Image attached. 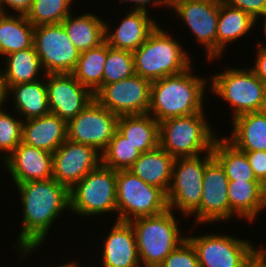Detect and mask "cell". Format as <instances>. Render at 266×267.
Masks as SVG:
<instances>
[{
    "label": "cell",
    "instance_id": "6da1fadb",
    "mask_svg": "<svg viewBox=\"0 0 266 267\" xmlns=\"http://www.w3.org/2000/svg\"><path fill=\"white\" fill-rule=\"evenodd\" d=\"M14 186L21 195L23 227L13 246L18 247L20 258H24L43 245L55 219L70 208L69 189L53 178Z\"/></svg>",
    "mask_w": 266,
    "mask_h": 267
},
{
    "label": "cell",
    "instance_id": "7a4b0ae2",
    "mask_svg": "<svg viewBox=\"0 0 266 267\" xmlns=\"http://www.w3.org/2000/svg\"><path fill=\"white\" fill-rule=\"evenodd\" d=\"M184 72L151 82L148 114L160 122L173 117L204 112L207 78Z\"/></svg>",
    "mask_w": 266,
    "mask_h": 267
},
{
    "label": "cell",
    "instance_id": "3957f363",
    "mask_svg": "<svg viewBox=\"0 0 266 267\" xmlns=\"http://www.w3.org/2000/svg\"><path fill=\"white\" fill-rule=\"evenodd\" d=\"M133 58L135 74L151 82L180 74L192 66L188 52L159 24L147 40L133 51Z\"/></svg>",
    "mask_w": 266,
    "mask_h": 267
},
{
    "label": "cell",
    "instance_id": "277c9868",
    "mask_svg": "<svg viewBox=\"0 0 266 267\" xmlns=\"http://www.w3.org/2000/svg\"><path fill=\"white\" fill-rule=\"evenodd\" d=\"M172 212L167 209L159 215L139 217L130 221L142 267H158L187 239V236L181 235L180 226Z\"/></svg>",
    "mask_w": 266,
    "mask_h": 267
},
{
    "label": "cell",
    "instance_id": "5b68a950",
    "mask_svg": "<svg viewBox=\"0 0 266 267\" xmlns=\"http://www.w3.org/2000/svg\"><path fill=\"white\" fill-rule=\"evenodd\" d=\"M204 112L159 122V146L171 156L196 157L212 151L216 135Z\"/></svg>",
    "mask_w": 266,
    "mask_h": 267
},
{
    "label": "cell",
    "instance_id": "8992f818",
    "mask_svg": "<svg viewBox=\"0 0 266 267\" xmlns=\"http://www.w3.org/2000/svg\"><path fill=\"white\" fill-rule=\"evenodd\" d=\"M69 210L77 215L117 214L116 170L102 163L69 190Z\"/></svg>",
    "mask_w": 266,
    "mask_h": 267
},
{
    "label": "cell",
    "instance_id": "52a82bcc",
    "mask_svg": "<svg viewBox=\"0 0 266 267\" xmlns=\"http://www.w3.org/2000/svg\"><path fill=\"white\" fill-rule=\"evenodd\" d=\"M116 205L119 214L115 220L124 222L159 215L168 209L166 194L129 170L116 171Z\"/></svg>",
    "mask_w": 266,
    "mask_h": 267
},
{
    "label": "cell",
    "instance_id": "ba28073f",
    "mask_svg": "<svg viewBox=\"0 0 266 267\" xmlns=\"http://www.w3.org/2000/svg\"><path fill=\"white\" fill-rule=\"evenodd\" d=\"M211 92L233 108V118L250 112L263 111L262 81L250 68H229L212 75Z\"/></svg>",
    "mask_w": 266,
    "mask_h": 267
},
{
    "label": "cell",
    "instance_id": "9c48e42d",
    "mask_svg": "<svg viewBox=\"0 0 266 267\" xmlns=\"http://www.w3.org/2000/svg\"><path fill=\"white\" fill-rule=\"evenodd\" d=\"M205 156L178 157L174 161L172 180L166 193L168 209H179L189 217L200 206L202 182L206 164L213 158L212 151Z\"/></svg>",
    "mask_w": 266,
    "mask_h": 267
},
{
    "label": "cell",
    "instance_id": "30bf717a",
    "mask_svg": "<svg viewBox=\"0 0 266 267\" xmlns=\"http://www.w3.org/2000/svg\"><path fill=\"white\" fill-rule=\"evenodd\" d=\"M187 239L196 250L200 267H247L258 250L250 241L229 234L188 235Z\"/></svg>",
    "mask_w": 266,
    "mask_h": 267
},
{
    "label": "cell",
    "instance_id": "8fae6325",
    "mask_svg": "<svg viewBox=\"0 0 266 267\" xmlns=\"http://www.w3.org/2000/svg\"><path fill=\"white\" fill-rule=\"evenodd\" d=\"M46 74L72 73L79 51L71 42L62 23L34 26V42Z\"/></svg>",
    "mask_w": 266,
    "mask_h": 267
},
{
    "label": "cell",
    "instance_id": "7c38bea8",
    "mask_svg": "<svg viewBox=\"0 0 266 267\" xmlns=\"http://www.w3.org/2000/svg\"><path fill=\"white\" fill-rule=\"evenodd\" d=\"M118 121V115L94 99L67 122V139L93 146L102 153L118 130Z\"/></svg>",
    "mask_w": 266,
    "mask_h": 267
},
{
    "label": "cell",
    "instance_id": "4fadbf2b",
    "mask_svg": "<svg viewBox=\"0 0 266 267\" xmlns=\"http://www.w3.org/2000/svg\"><path fill=\"white\" fill-rule=\"evenodd\" d=\"M151 81L139 75L102 86L95 100L118 116L147 114Z\"/></svg>",
    "mask_w": 266,
    "mask_h": 267
},
{
    "label": "cell",
    "instance_id": "5bb4252c",
    "mask_svg": "<svg viewBox=\"0 0 266 267\" xmlns=\"http://www.w3.org/2000/svg\"><path fill=\"white\" fill-rule=\"evenodd\" d=\"M169 7L204 45L207 59L210 62L217 59L219 0H170Z\"/></svg>",
    "mask_w": 266,
    "mask_h": 267
},
{
    "label": "cell",
    "instance_id": "9a60e30c",
    "mask_svg": "<svg viewBox=\"0 0 266 267\" xmlns=\"http://www.w3.org/2000/svg\"><path fill=\"white\" fill-rule=\"evenodd\" d=\"M228 183L229 179L223 167L213 157L206 164L204 170L200 206L192 213V216L196 214V225L218 221L226 222L236 216L230 209Z\"/></svg>",
    "mask_w": 266,
    "mask_h": 267
},
{
    "label": "cell",
    "instance_id": "2e32d148",
    "mask_svg": "<svg viewBox=\"0 0 266 267\" xmlns=\"http://www.w3.org/2000/svg\"><path fill=\"white\" fill-rule=\"evenodd\" d=\"M101 163L95 147L66 139L53 153V179L70 190Z\"/></svg>",
    "mask_w": 266,
    "mask_h": 267
},
{
    "label": "cell",
    "instance_id": "e0dca14e",
    "mask_svg": "<svg viewBox=\"0 0 266 267\" xmlns=\"http://www.w3.org/2000/svg\"><path fill=\"white\" fill-rule=\"evenodd\" d=\"M50 113L67 122L94 99V93L79 83L71 73L46 74Z\"/></svg>",
    "mask_w": 266,
    "mask_h": 267
},
{
    "label": "cell",
    "instance_id": "ac0fdd59",
    "mask_svg": "<svg viewBox=\"0 0 266 267\" xmlns=\"http://www.w3.org/2000/svg\"><path fill=\"white\" fill-rule=\"evenodd\" d=\"M3 163L15 185L53 178V154L22 142Z\"/></svg>",
    "mask_w": 266,
    "mask_h": 267
},
{
    "label": "cell",
    "instance_id": "d6986e66",
    "mask_svg": "<svg viewBox=\"0 0 266 267\" xmlns=\"http://www.w3.org/2000/svg\"><path fill=\"white\" fill-rule=\"evenodd\" d=\"M130 8L114 31L110 32L109 24H105V41L112 48L133 52L147 40L158 24L149 16L148 8Z\"/></svg>",
    "mask_w": 266,
    "mask_h": 267
},
{
    "label": "cell",
    "instance_id": "ffe728a7",
    "mask_svg": "<svg viewBox=\"0 0 266 267\" xmlns=\"http://www.w3.org/2000/svg\"><path fill=\"white\" fill-rule=\"evenodd\" d=\"M102 245L103 267H142L130 222L115 221Z\"/></svg>",
    "mask_w": 266,
    "mask_h": 267
},
{
    "label": "cell",
    "instance_id": "44dd1931",
    "mask_svg": "<svg viewBox=\"0 0 266 267\" xmlns=\"http://www.w3.org/2000/svg\"><path fill=\"white\" fill-rule=\"evenodd\" d=\"M67 139V121L49 113L23 121L22 143L50 153Z\"/></svg>",
    "mask_w": 266,
    "mask_h": 267
},
{
    "label": "cell",
    "instance_id": "7402d4cb",
    "mask_svg": "<svg viewBox=\"0 0 266 267\" xmlns=\"http://www.w3.org/2000/svg\"><path fill=\"white\" fill-rule=\"evenodd\" d=\"M175 159L158 146L154 150L141 153L128 170L145 183L160 188L166 194L171 184Z\"/></svg>",
    "mask_w": 266,
    "mask_h": 267
},
{
    "label": "cell",
    "instance_id": "603a6c76",
    "mask_svg": "<svg viewBox=\"0 0 266 267\" xmlns=\"http://www.w3.org/2000/svg\"><path fill=\"white\" fill-rule=\"evenodd\" d=\"M233 120V131L225 137L240 151H266V111L239 115Z\"/></svg>",
    "mask_w": 266,
    "mask_h": 267
},
{
    "label": "cell",
    "instance_id": "cb8c5ba5",
    "mask_svg": "<svg viewBox=\"0 0 266 267\" xmlns=\"http://www.w3.org/2000/svg\"><path fill=\"white\" fill-rule=\"evenodd\" d=\"M230 209L237 218L254 221L266 209L263 185L259 181H234L228 183ZM261 211V212H260Z\"/></svg>",
    "mask_w": 266,
    "mask_h": 267
},
{
    "label": "cell",
    "instance_id": "d4e9b609",
    "mask_svg": "<svg viewBox=\"0 0 266 267\" xmlns=\"http://www.w3.org/2000/svg\"><path fill=\"white\" fill-rule=\"evenodd\" d=\"M70 13L61 23L79 53L95 48L105 41L106 21L93 13L72 17Z\"/></svg>",
    "mask_w": 266,
    "mask_h": 267
},
{
    "label": "cell",
    "instance_id": "484cf974",
    "mask_svg": "<svg viewBox=\"0 0 266 267\" xmlns=\"http://www.w3.org/2000/svg\"><path fill=\"white\" fill-rule=\"evenodd\" d=\"M41 80V81H40ZM43 78L27 83L11 86L7 93L13 97L16 113L22 115L24 120L41 117L49 114L47 85Z\"/></svg>",
    "mask_w": 266,
    "mask_h": 267
},
{
    "label": "cell",
    "instance_id": "4316f807",
    "mask_svg": "<svg viewBox=\"0 0 266 267\" xmlns=\"http://www.w3.org/2000/svg\"><path fill=\"white\" fill-rule=\"evenodd\" d=\"M118 131L141 153L159 146V122L148 113L119 116Z\"/></svg>",
    "mask_w": 266,
    "mask_h": 267
},
{
    "label": "cell",
    "instance_id": "83f0119b",
    "mask_svg": "<svg viewBox=\"0 0 266 267\" xmlns=\"http://www.w3.org/2000/svg\"><path fill=\"white\" fill-rule=\"evenodd\" d=\"M255 23L256 20L245 11L228 6L219 0L217 59L222 57L227 44L245 36Z\"/></svg>",
    "mask_w": 266,
    "mask_h": 267
},
{
    "label": "cell",
    "instance_id": "f1b7e54d",
    "mask_svg": "<svg viewBox=\"0 0 266 267\" xmlns=\"http://www.w3.org/2000/svg\"><path fill=\"white\" fill-rule=\"evenodd\" d=\"M34 26L24 15L0 12V55L7 56L33 46Z\"/></svg>",
    "mask_w": 266,
    "mask_h": 267
},
{
    "label": "cell",
    "instance_id": "f546056e",
    "mask_svg": "<svg viewBox=\"0 0 266 267\" xmlns=\"http://www.w3.org/2000/svg\"><path fill=\"white\" fill-rule=\"evenodd\" d=\"M5 70L1 74L8 90L11 86L39 80V73L46 75L34 45L5 56Z\"/></svg>",
    "mask_w": 266,
    "mask_h": 267
},
{
    "label": "cell",
    "instance_id": "4dcf8cb0",
    "mask_svg": "<svg viewBox=\"0 0 266 267\" xmlns=\"http://www.w3.org/2000/svg\"><path fill=\"white\" fill-rule=\"evenodd\" d=\"M212 154L223 167L229 180L258 181L245 152L238 150L225 137L216 138Z\"/></svg>",
    "mask_w": 266,
    "mask_h": 267
},
{
    "label": "cell",
    "instance_id": "1f68e13d",
    "mask_svg": "<svg viewBox=\"0 0 266 267\" xmlns=\"http://www.w3.org/2000/svg\"><path fill=\"white\" fill-rule=\"evenodd\" d=\"M107 58V42L81 52L72 75L94 94L103 86V73Z\"/></svg>",
    "mask_w": 266,
    "mask_h": 267
},
{
    "label": "cell",
    "instance_id": "d6a6232c",
    "mask_svg": "<svg viewBox=\"0 0 266 267\" xmlns=\"http://www.w3.org/2000/svg\"><path fill=\"white\" fill-rule=\"evenodd\" d=\"M141 152L118 130L101 153L102 164L113 170H128L139 158Z\"/></svg>",
    "mask_w": 266,
    "mask_h": 267
},
{
    "label": "cell",
    "instance_id": "836d02e7",
    "mask_svg": "<svg viewBox=\"0 0 266 267\" xmlns=\"http://www.w3.org/2000/svg\"><path fill=\"white\" fill-rule=\"evenodd\" d=\"M72 1L33 0L32 8L26 17L33 26L59 24L71 13Z\"/></svg>",
    "mask_w": 266,
    "mask_h": 267
},
{
    "label": "cell",
    "instance_id": "e575fe53",
    "mask_svg": "<svg viewBox=\"0 0 266 267\" xmlns=\"http://www.w3.org/2000/svg\"><path fill=\"white\" fill-rule=\"evenodd\" d=\"M135 74L133 52L115 49L107 44V58L103 73V86L129 78Z\"/></svg>",
    "mask_w": 266,
    "mask_h": 267
},
{
    "label": "cell",
    "instance_id": "d590c367",
    "mask_svg": "<svg viewBox=\"0 0 266 267\" xmlns=\"http://www.w3.org/2000/svg\"><path fill=\"white\" fill-rule=\"evenodd\" d=\"M23 121L0 109V152L6 153L2 157L3 161L22 141Z\"/></svg>",
    "mask_w": 266,
    "mask_h": 267
},
{
    "label": "cell",
    "instance_id": "8d00e7d4",
    "mask_svg": "<svg viewBox=\"0 0 266 267\" xmlns=\"http://www.w3.org/2000/svg\"><path fill=\"white\" fill-rule=\"evenodd\" d=\"M158 267H200L196 250L186 239Z\"/></svg>",
    "mask_w": 266,
    "mask_h": 267
},
{
    "label": "cell",
    "instance_id": "74e56055",
    "mask_svg": "<svg viewBox=\"0 0 266 267\" xmlns=\"http://www.w3.org/2000/svg\"><path fill=\"white\" fill-rule=\"evenodd\" d=\"M222 3L239 8L249 15H251L256 21H259L260 16H266V0H220Z\"/></svg>",
    "mask_w": 266,
    "mask_h": 267
},
{
    "label": "cell",
    "instance_id": "f35d334b",
    "mask_svg": "<svg viewBox=\"0 0 266 267\" xmlns=\"http://www.w3.org/2000/svg\"><path fill=\"white\" fill-rule=\"evenodd\" d=\"M257 180L263 185L266 182V151H243Z\"/></svg>",
    "mask_w": 266,
    "mask_h": 267
},
{
    "label": "cell",
    "instance_id": "ab89813d",
    "mask_svg": "<svg viewBox=\"0 0 266 267\" xmlns=\"http://www.w3.org/2000/svg\"><path fill=\"white\" fill-rule=\"evenodd\" d=\"M32 5L33 0H0V12L9 14L10 12L6 10L11 8L15 13L17 12L18 15L26 16L30 12Z\"/></svg>",
    "mask_w": 266,
    "mask_h": 267
},
{
    "label": "cell",
    "instance_id": "60d3db41",
    "mask_svg": "<svg viewBox=\"0 0 266 267\" xmlns=\"http://www.w3.org/2000/svg\"><path fill=\"white\" fill-rule=\"evenodd\" d=\"M256 47L257 58L251 69L262 82H266V47L262 46L260 42H258Z\"/></svg>",
    "mask_w": 266,
    "mask_h": 267
},
{
    "label": "cell",
    "instance_id": "b9f144b4",
    "mask_svg": "<svg viewBox=\"0 0 266 267\" xmlns=\"http://www.w3.org/2000/svg\"><path fill=\"white\" fill-rule=\"evenodd\" d=\"M247 267H266V250L262 245L252 255Z\"/></svg>",
    "mask_w": 266,
    "mask_h": 267
},
{
    "label": "cell",
    "instance_id": "7bdbcfd3",
    "mask_svg": "<svg viewBox=\"0 0 266 267\" xmlns=\"http://www.w3.org/2000/svg\"><path fill=\"white\" fill-rule=\"evenodd\" d=\"M120 2L122 3H127V2H134V7H145L147 8V5H149L150 3H152V5L155 7H159V6H163L164 5L167 7L169 5L170 0H120ZM149 3V4H148Z\"/></svg>",
    "mask_w": 266,
    "mask_h": 267
},
{
    "label": "cell",
    "instance_id": "ee69618b",
    "mask_svg": "<svg viewBox=\"0 0 266 267\" xmlns=\"http://www.w3.org/2000/svg\"><path fill=\"white\" fill-rule=\"evenodd\" d=\"M1 69V68H0ZM7 89L5 87V83L0 71V109H3V103L7 101V98H10V95H8Z\"/></svg>",
    "mask_w": 266,
    "mask_h": 267
},
{
    "label": "cell",
    "instance_id": "f6af8a7d",
    "mask_svg": "<svg viewBox=\"0 0 266 267\" xmlns=\"http://www.w3.org/2000/svg\"><path fill=\"white\" fill-rule=\"evenodd\" d=\"M263 85V111H266V82H262Z\"/></svg>",
    "mask_w": 266,
    "mask_h": 267
},
{
    "label": "cell",
    "instance_id": "bcb514c9",
    "mask_svg": "<svg viewBox=\"0 0 266 267\" xmlns=\"http://www.w3.org/2000/svg\"><path fill=\"white\" fill-rule=\"evenodd\" d=\"M57 267H81V266L75 261H73V262L70 261L69 263H66V264H63V265H60Z\"/></svg>",
    "mask_w": 266,
    "mask_h": 267
},
{
    "label": "cell",
    "instance_id": "7dc6e473",
    "mask_svg": "<svg viewBox=\"0 0 266 267\" xmlns=\"http://www.w3.org/2000/svg\"><path fill=\"white\" fill-rule=\"evenodd\" d=\"M261 18L264 19V20H263L264 23H262V25L264 24V25H263V26H264V28H263L264 30H263V31H264V35H266V16H264V17H260V19H261ZM262 46H265V47H266V45H262Z\"/></svg>",
    "mask_w": 266,
    "mask_h": 267
},
{
    "label": "cell",
    "instance_id": "c3c4849f",
    "mask_svg": "<svg viewBox=\"0 0 266 267\" xmlns=\"http://www.w3.org/2000/svg\"><path fill=\"white\" fill-rule=\"evenodd\" d=\"M263 191H264V194H265V197H266V182L263 184Z\"/></svg>",
    "mask_w": 266,
    "mask_h": 267
}]
</instances>
